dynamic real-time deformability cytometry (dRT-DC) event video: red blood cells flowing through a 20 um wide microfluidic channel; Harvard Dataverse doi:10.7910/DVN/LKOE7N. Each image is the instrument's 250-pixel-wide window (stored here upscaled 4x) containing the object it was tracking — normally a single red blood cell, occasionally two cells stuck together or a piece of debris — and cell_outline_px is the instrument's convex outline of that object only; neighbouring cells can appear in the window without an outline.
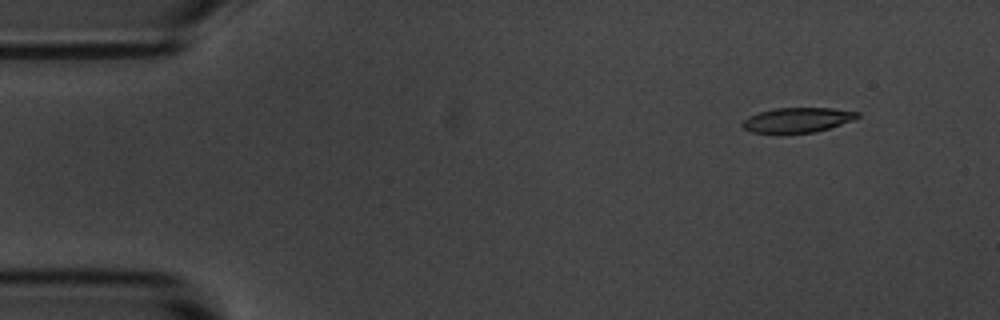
{"species": "common noctule bat (a hibernating species)", "species_latin": "Nyctalus noctula", "temperature_condition": "room temperature", "stored_images_in_passage": 4, "camera_frame_rate_fps": 3000, "um_per_image_px": 0.085, "animal": {"sex": "male", "body_mass_g": 20.1, "forearm_length_mm": 53.5}, "frame": {"image": 1, "passage_image": 1, "time_ms": 0.0, "image_size_px": [1000, 320], "cell_outline_px": [[860, 116], [852, 120], [828, 128], [812, 132], [752, 132], [744, 128], [740, 124], [748, 116], [760, 112], [776, 108], [832, 108], [860, 112]], "centroid_in_image_um": [67.78, 10.18], "position_along_channel_um": 17.2, "area_um2": 16.24}}
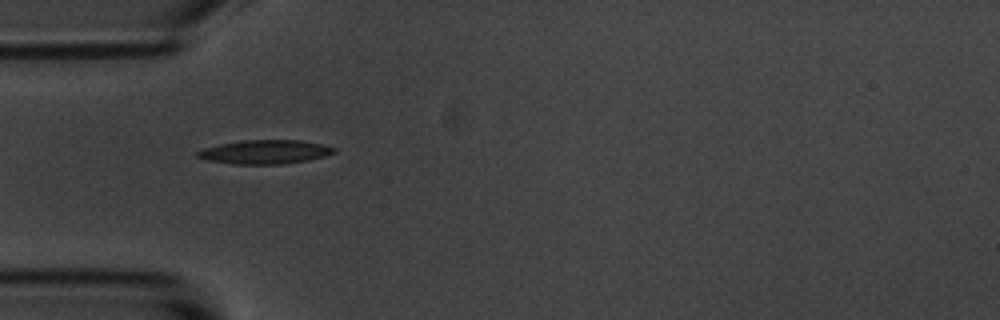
{"frame": {"image": 2, "passage_image": 4, "time_ms": 3.667, "image_size_px": [1000, 320], "cell_outline_px": [[336, 152], [324, 156], [308, 160], [284, 164], [232, 164], [208, 160], [196, 156], [196, 152], [204, 148], [220, 144], [244, 140], [300, 140], [320, 144], [336, 148]], "centroid_in_image_um": [22.52, 12.92], "position_along_channel_um": 62.5, "area_um2": 18.9}}